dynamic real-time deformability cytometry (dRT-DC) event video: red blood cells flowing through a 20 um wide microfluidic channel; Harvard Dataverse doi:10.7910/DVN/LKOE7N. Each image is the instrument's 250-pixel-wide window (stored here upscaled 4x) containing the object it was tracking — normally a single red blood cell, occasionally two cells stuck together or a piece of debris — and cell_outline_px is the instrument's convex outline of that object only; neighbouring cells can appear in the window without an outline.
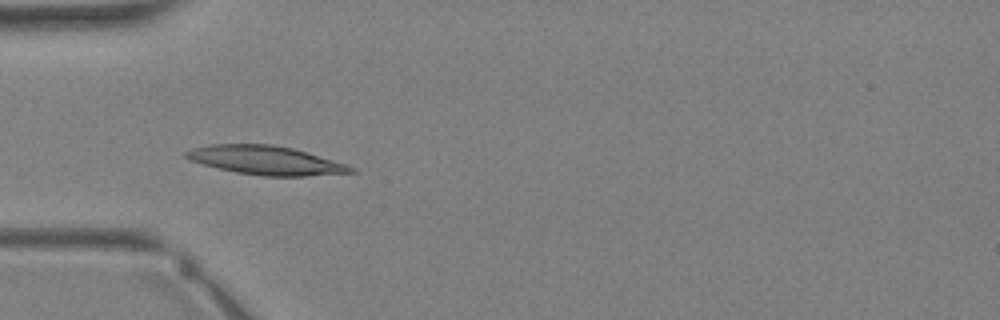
{"species": "Egyptian fruit bat (a non-hibernating species)", "species_latin": "Rousettus aegyptiacus", "temperature_condition": "warm", "stored_images_in_passage": 12, "camera_frame_rate_fps": 3000, "um_per_image_px": 0.085, "animal": {"sex": "female"}, "frame": {"image": 1, "passage_image": 10, "time_ms": 3.0, "image_size_px": [1000, 320], "cell_outline_px": [[356, 172], [304, 176], [264, 176], [236, 172], [188, 160], [184, 156], [184, 152], [192, 148], [208, 144], [272, 144], [292, 148], [308, 152], [348, 164], [356, 168]], "centroid_in_image_um": [22.61, 13.62], "position_along_channel_um": 62.4, "area_um2": 27.74}}
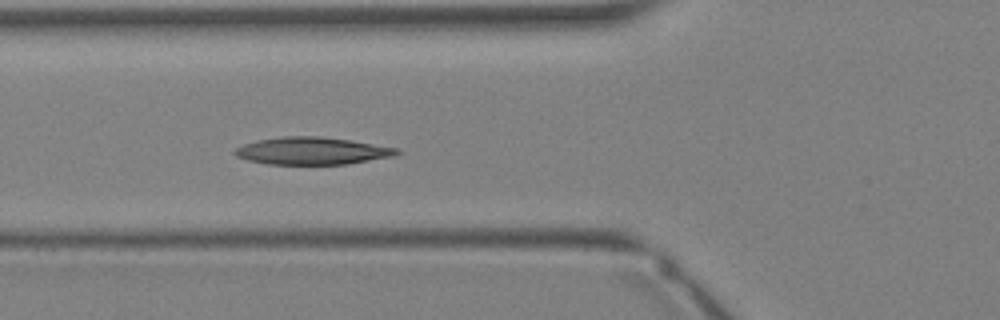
{"frame": {"image": 2, "passage_image": 12, "time_ms": 3.667, "image_size_px": [1000, 320], "cell_outline_px": [[400, 152], [396, 156], [348, 164], [268, 164], [248, 160], [236, 156], [232, 152], [236, 148], [244, 144], [256, 140], [280, 136], [320, 136], [348, 140], [400, 148]], "centroid_in_image_um": [26.54, 12.82], "position_along_channel_um": 99.3, "area_um2": 25.95}}